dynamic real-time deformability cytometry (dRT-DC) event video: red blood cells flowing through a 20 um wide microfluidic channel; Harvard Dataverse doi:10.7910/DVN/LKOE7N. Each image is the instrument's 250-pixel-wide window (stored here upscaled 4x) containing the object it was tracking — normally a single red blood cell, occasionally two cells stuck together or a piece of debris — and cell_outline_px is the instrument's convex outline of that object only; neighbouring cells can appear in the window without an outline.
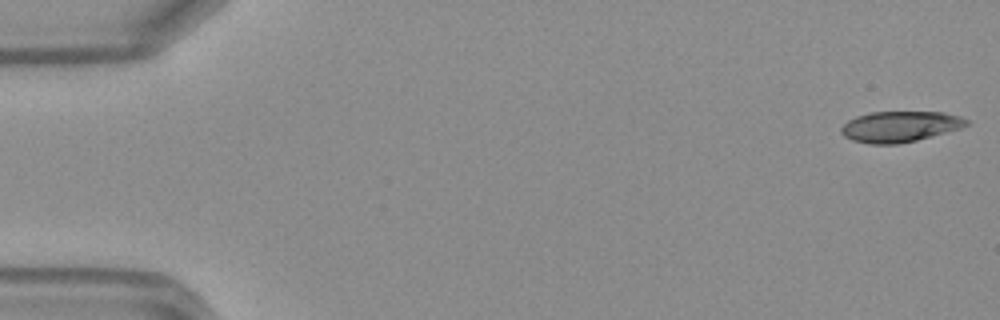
{"species": "Egyptian fruit bat (a non-hibernating species)", "species_latin": "Rousettus aegyptiacus", "temperature_condition": "warm", "stored_images_in_passage": 48, "camera_frame_rate_fps": 3000, "um_per_image_px": 0.085, "frame": {"image": 1, "passage_image": 1, "time_ms": 0.0, "image_size_px": [1000, 320], "cell_outline_px": [[968, 124], [960, 128], [932, 136], [900, 144], [868, 144], [852, 140], [844, 136], [840, 132], [840, 128], [848, 120], [856, 116], [872, 112], [940, 112], [960, 116], [968, 120]], "centroid_in_image_um": [76.46, 10.76], "position_along_channel_um": 8.5, "area_um2": 22.43}}
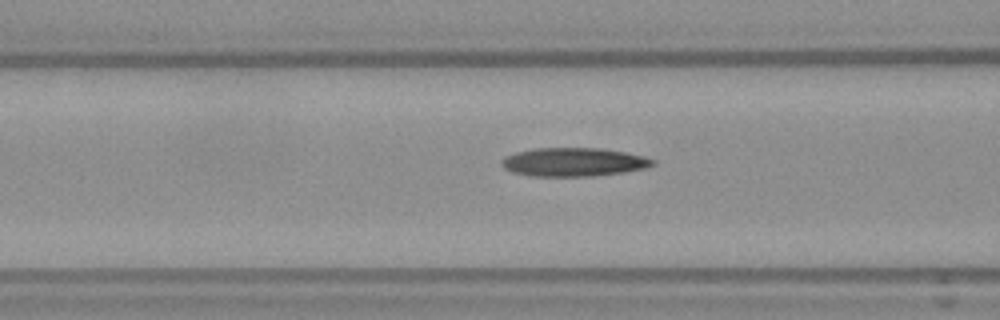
{"frame": {"image": 2, "passage_image": 19, "time_ms": 6.0, "image_size_px": [1000, 320], "cell_outline_px": [[656, 164], [644, 168], [624, 172], [596, 176], [532, 176], [512, 172], [504, 168], [500, 164], [500, 160], [504, 156], [516, 152], [532, 148], [600, 148], [624, 152], [644, 156], [656, 160]], "centroid_in_image_um": [48.73, 13.77], "position_along_channel_um": 117.9, "area_um2": 25.37}}
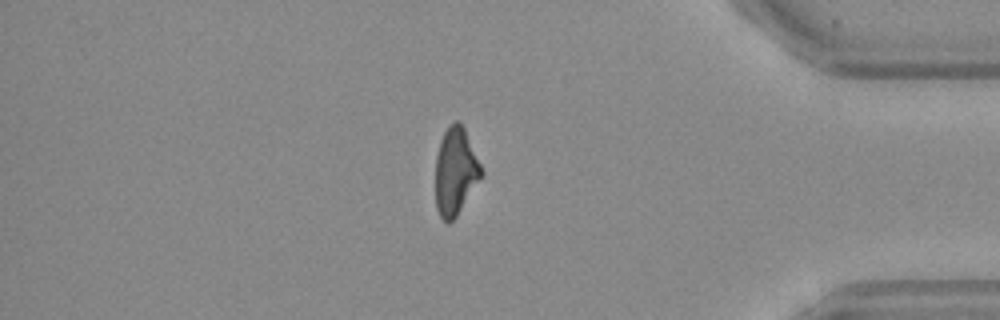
{"frame": {"image": 3, "passage_image": 41, "time_ms": 13.333, "image_size_px": [1000, 320], "cell_outline_px": [[484, 172], [456, 216], [448, 224], [440, 216], [436, 208], [436, 156], [440, 140], [444, 132], [456, 120], [460, 120], [464, 128]], "centroid_in_image_um": [38.7, 14.56], "position_along_channel_um": 396.5, "area_um2": 22.95}, "authors_computed_cell_mechanics": {"area_um2": 23.987, "velocity_mm_per_s": 4.2131, "shape_relaxation_time_tau1_ms": null, "shape_relaxation_time_tau2_ms": 7.3747, "deformation_change_tau1": null, "deformation_change_tau2": 0.2288}}